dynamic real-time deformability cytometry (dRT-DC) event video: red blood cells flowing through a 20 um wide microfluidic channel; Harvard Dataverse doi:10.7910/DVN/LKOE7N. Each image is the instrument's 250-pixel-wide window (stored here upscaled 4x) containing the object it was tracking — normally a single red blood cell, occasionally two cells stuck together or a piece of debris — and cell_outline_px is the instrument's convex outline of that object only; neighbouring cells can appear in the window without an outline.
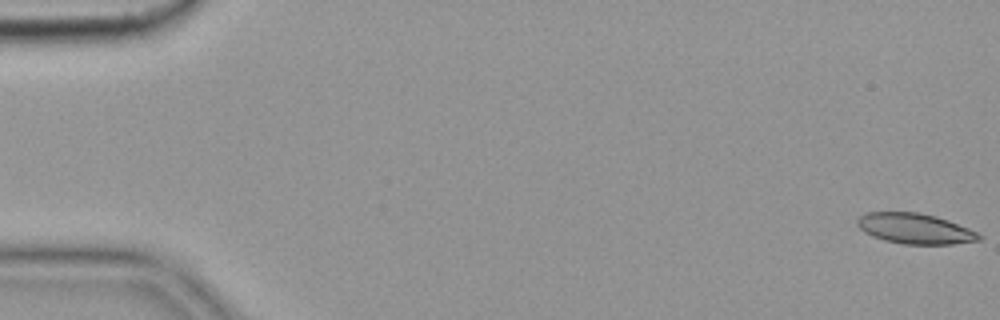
{"species": "common noctule bat (a hibernating species)", "species_latin": "Nyctalus noctula", "temperature_condition": "cold", "stored_images_in_passage": 56, "camera_frame_rate_fps": 3000, "um_per_image_px": 0.085, "animal": {"sex": "female", "body_mass_g": 19.9}, "frame": {"image": 1, "passage_image": 1, "time_ms": 0.0, "image_size_px": [1000, 320], "cell_outline_px": [[984, 236], [980, 240], [952, 244], [904, 244], [884, 240], [872, 236], [864, 232], [856, 224], [856, 220], [864, 212], [920, 212], [936, 216], [948, 220], [968, 228]], "centroid_in_image_um": [77.76, 19.42], "position_along_channel_um": 7.2, "area_um2": 21.68}}
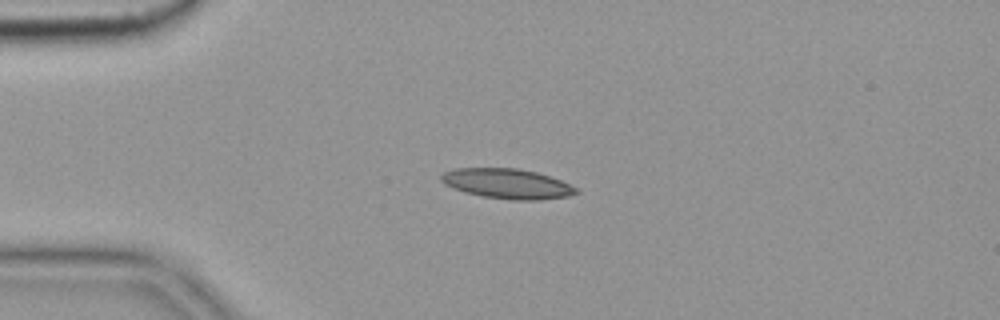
{"frame": {"image": 2, "passage_image": 14, "time_ms": 4.333, "image_size_px": [1000, 320], "cell_outline_px": [[580, 192], [568, 196], [540, 200], [512, 200], [480, 196], [464, 192], [452, 188], [444, 184], [440, 180], [440, 176], [444, 172], [456, 168], [516, 168], [536, 172], [560, 180], [576, 188]], "centroid_in_image_um": [43.07, 15.62], "position_along_channel_um": 41.9, "area_um2": 23.58}, "authors_computed_cell_mechanics": {"area_um2": 22.1374, "velocity_mm_per_s": 3.6216, "shape_relaxation_time_tau1_ms": null, "shape_relaxation_time_tau2_ms": 6.5644, "deformation_change_tau1": null, "deformation_change_tau2": 0.153}}